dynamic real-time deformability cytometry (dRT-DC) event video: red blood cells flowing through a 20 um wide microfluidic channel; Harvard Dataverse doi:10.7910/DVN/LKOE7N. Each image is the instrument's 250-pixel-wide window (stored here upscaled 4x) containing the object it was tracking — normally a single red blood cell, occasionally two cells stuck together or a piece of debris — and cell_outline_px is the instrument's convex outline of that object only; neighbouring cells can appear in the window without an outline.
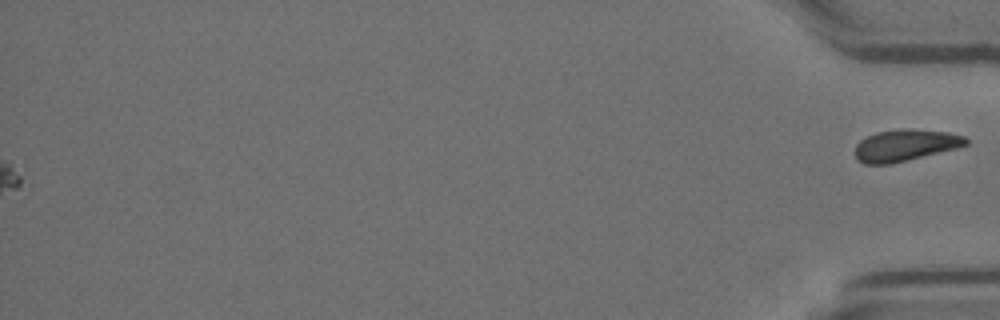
{"species": "Egyptian fruit bat (a non-hibernating species)", "species_latin": "Rousettus aegyptiacus", "temperature_condition": "room temperature", "stored_images_in_passage": 51, "segment_of_instrument_passage": [2, 2], "camera_frame_rate_fps": 3000, "um_per_image_px": 0.085, "animal": {"sex": "female"}, "frame": {"image": 1, "passage_image": 51, "time_ms": 16.667, "image_size_px": [1000, 320], "cell_outline_px": [[968, 144], [956, 148], [888, 164], [864, 164], [856, 160], [856, 144], [860, 140], [876, 132], [900, 128], [908, 128], [948, 132], [964, 136], [968, 140]], "centroid_in_image_um": [76.92, 12.33], "position_along_channel_um": 358.3, "area_um2": 20.29}}